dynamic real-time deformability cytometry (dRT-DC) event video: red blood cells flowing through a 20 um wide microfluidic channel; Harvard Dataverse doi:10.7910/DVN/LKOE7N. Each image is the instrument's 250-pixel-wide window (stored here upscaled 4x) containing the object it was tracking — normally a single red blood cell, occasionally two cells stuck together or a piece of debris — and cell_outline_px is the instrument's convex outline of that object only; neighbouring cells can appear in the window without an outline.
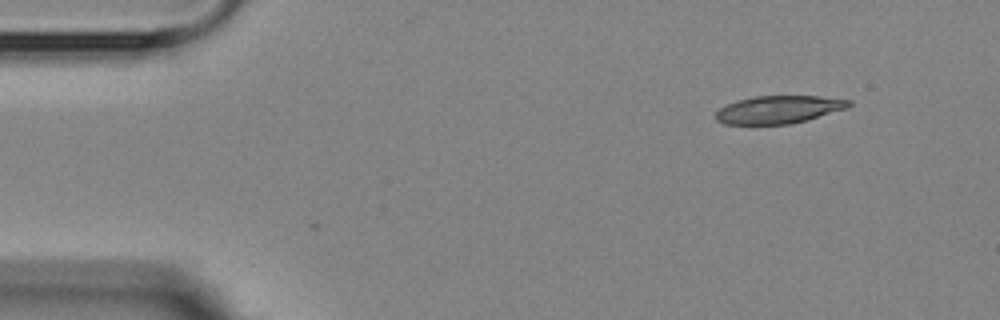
{"species": "Egyptian fruit bat (a non-hibernating species)", "species_latin": "Rousettus aegyptiacus", "temperature_condition": "room temperature", "stored_images_in_passage": 6, "segment_of_instrument_passage": [2, 2], "camera_frame_rate_fps": 3000, "um_per_image_px": 0.085, "animal": {"sex": "female"}, "frame": {"image": 1, "passage_image": 6, "time_ms": 6.333, "image_size_px": [1000, 320], "cell_outline_px": [[852, 104], [848, 108], [804, 120], [788, 124], [724, 124], [716, 120], [716, 112], [720, 108], [736, 100], [756, 96], [816, 96], [852, 100]], "centroid_in_image_um": [66.18, 9.3], "position_along_channel_um": 18.8, "area_um2": 21.33}}